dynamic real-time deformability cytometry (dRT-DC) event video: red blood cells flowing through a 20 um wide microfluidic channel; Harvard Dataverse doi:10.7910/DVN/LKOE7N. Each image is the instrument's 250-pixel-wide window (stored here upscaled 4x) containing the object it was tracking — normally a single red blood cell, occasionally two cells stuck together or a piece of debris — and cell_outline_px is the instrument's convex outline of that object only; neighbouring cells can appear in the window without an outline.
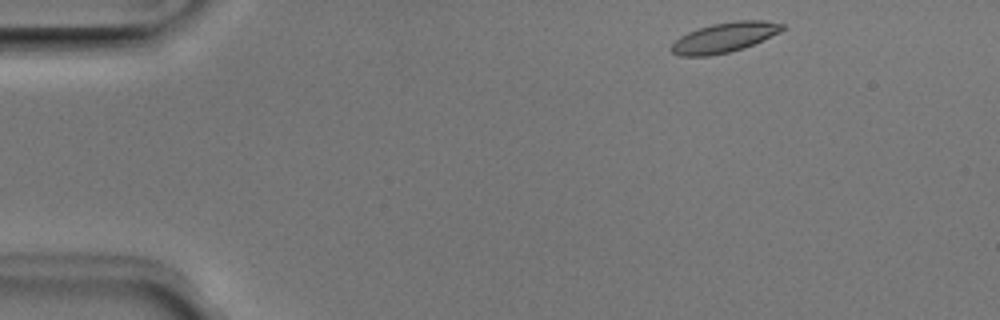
{"species": "Egyptian fruit bat (a non-hibernating species)", "species_latin": "Rousettus aegyptiacus", "temperature_condition": "room temperature", "stored_images_in_passage": 45, "camera_frame_rate_fps": 3000, "um_per_image_px": 0.085, "animal": {"sex": "male"}, "frame": {"image": 1, "passage_image": 1, "time_ms": 0.0, "image_size_px": [1000, 320], "cell_outline_px": [[784, 28], [780, 32], [744, 48], [728, 52], [708, 56], [680, 56], [672, 52], [668, 48], [680, 36], [688, 32], [712, 24], [736, 20], [764, 20], [784, 24]], "centroid_in_image_um": [61.56, 3.18], "position_along_channel_um": 23.4, "area_um2": 19.25}}
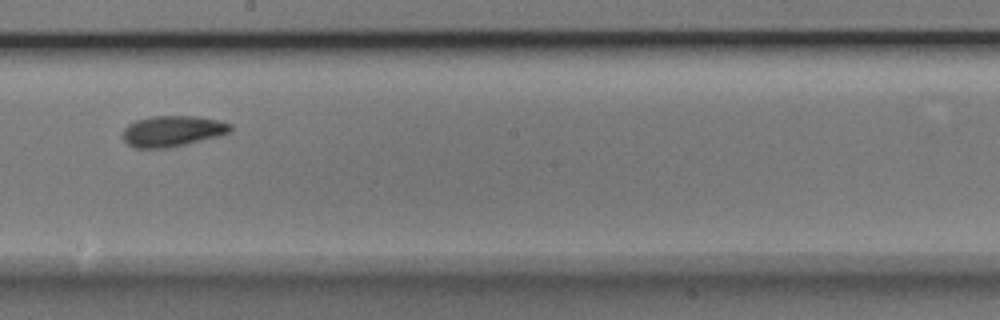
{"frame": {"image": 2, "passage_image": 23, "time_ms": 7.333, "image_size_px": [1000, 320], "cell_outline_px": [[232, 132], [220, 136], [168, 148], [132, 148], [120, 136], [124, 128], [128, 124], [136, 120], [152, 116], [196, 116], [216, 120], [232, 124]], "centroid_in_image_um": [14.64, 11.15], "position_along_channel_um": 233.6, "area_um2": 19.59}}
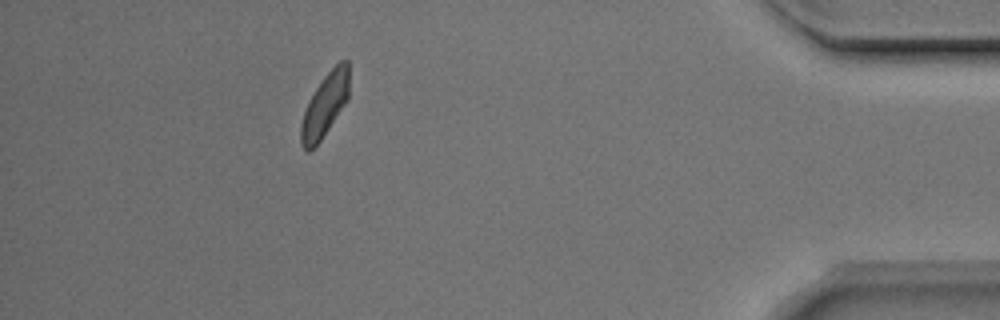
{"frame": {"image": 3, "passage_image": 40, "time_ms": 13.0, "image_size_px": [1000, 320], "cell_outline_px": [[348, 100], [320, 140], [308, 152], [300, 144], [300, 124], [304, 112], [316, 88], [324, 76], [340, 60], [348, 60]], "centroid_in_image_um": [27.61, 8.94], "position_along_channel_um": 407.6, "area_um2": 17.34}, "authors_computed_cell_mechanics": {"area_um2": 18.496, "velocity_mm_per_s": 3.9596, "shape_relaxation_time_tau1_ms": 3.4896, "shape_relaxation_time_tau2_ms": 2.407, "deformation_change_tau1": 0.1245, "deformation_change_tau2": 0.0762}}